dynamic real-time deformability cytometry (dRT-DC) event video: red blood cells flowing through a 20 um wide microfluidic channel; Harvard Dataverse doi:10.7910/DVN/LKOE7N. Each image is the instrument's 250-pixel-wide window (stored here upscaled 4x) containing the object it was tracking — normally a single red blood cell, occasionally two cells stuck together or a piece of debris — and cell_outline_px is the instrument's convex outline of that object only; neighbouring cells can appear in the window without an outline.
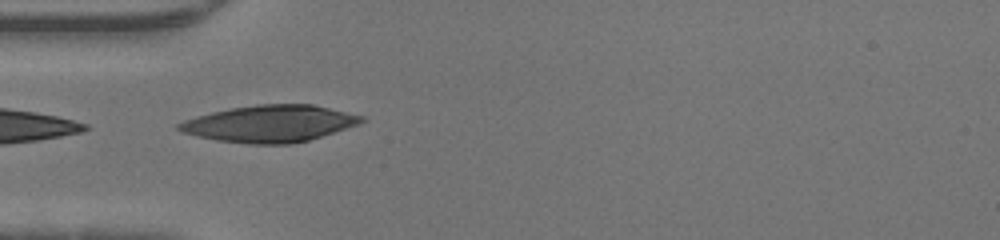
{"species": "human", "species_latin": "Homo sapiens", "temperature_condition": "warm", "stored_images_in_passage": 29, "camera_frame_rate_fps": 3000, "um_per_image_px": 0.085, "donor": {"sex": "male"}, "frame": {"image": 1, "passage_image": 1, "time_ms": 0.0, "image_size_px": [1000, 240], "cell_outline_px": [[368, 120], [360, 124], [308, 140], [288, 144], [248, 144], [216, 140], [196, 136], [180, 132], [176, 128], [176, 124], [184, 120], [196, 116], [212, 112], [232, 108], [256, 104], [312, 104], [364, 116]], "centroid_in_image_um": [22.92, 10.51], "position_along_channel_um": 62.1, "area_um2": 39.25}}
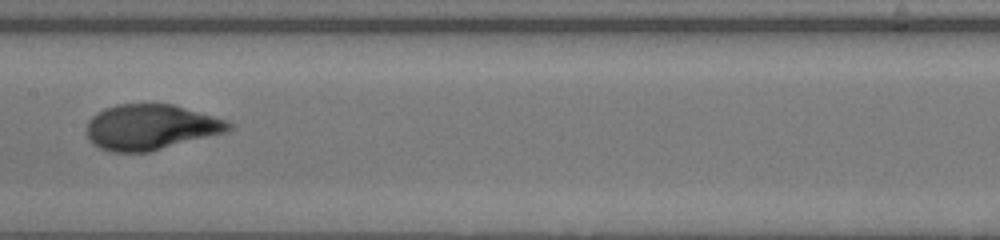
{"frame": {"image": 2, "passage_image": 10, "time_ms": 3.0, "image_size_px": [1000, 240], "cell_outline_px": [[236, 128], [228, 132], [148, 152], [112, 152], [100, 148], [92, 144], [88, 136], [88, 120], [92, 116], [104, 108], [116, 104], [172, 104], [228, 120], [236, 124]], "centroid_in_image_um": [12.87, 10.8], "position_along_channel_um": 194.5, "area_um2": 37.86}}
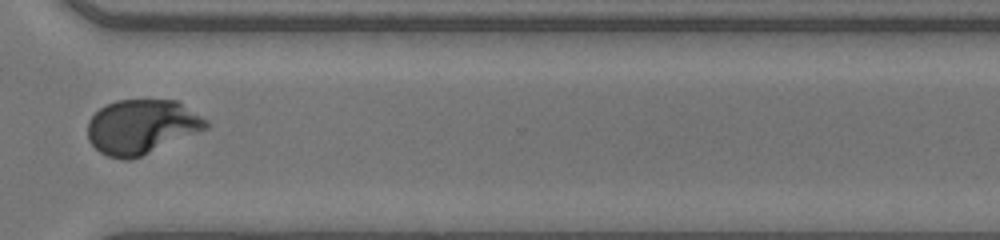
{"frame": {"image": 3, "passage_image": 21, "time_ms": 6.667, "image_size_px": [1000, 240], "cell_outline_px": [[208, 128], [140, 156], [128, 160], [124, 160], [108, 156], [100, 152], [88, 140], [88, 120], [104, 104], [116, 100], [176, 100], [208, 120]], "centroid_in_image_um": [12.01, 10.76], "position_along_channel_um": 358.6, "area_um2": 37.34}}